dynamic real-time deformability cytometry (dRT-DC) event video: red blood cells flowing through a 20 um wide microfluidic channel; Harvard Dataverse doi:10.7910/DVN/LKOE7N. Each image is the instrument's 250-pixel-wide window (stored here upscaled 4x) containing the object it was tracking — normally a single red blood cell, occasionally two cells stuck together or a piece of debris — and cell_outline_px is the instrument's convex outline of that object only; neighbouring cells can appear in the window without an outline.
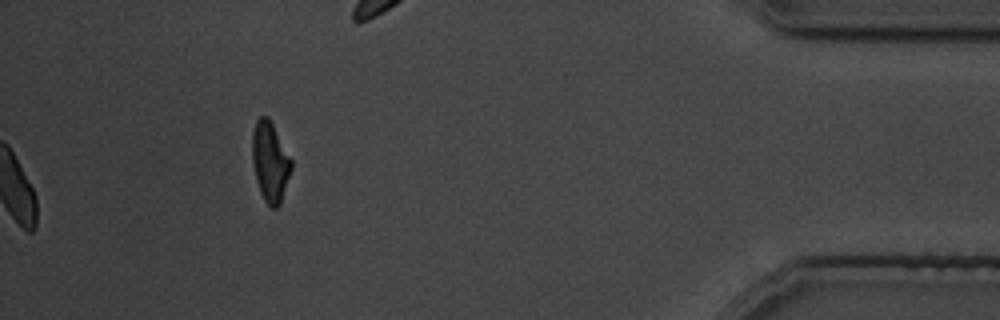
{"species": "common noctule bat (a hibernating species)", "species_latin": "Nyctalus noctula", "temperature_condition": "cold", "stored_images_in_passage": 28, "camera_frame_rate_fps": 3000, "um_per_image_px": 0.085, "animal": {"sex": "male", "body_mass_g": 19.5, "forearm_length_mm": 54.6}, "frame": {"image": 1, "passage_image": 28, "time_ms": 31.333, "image_size_px": [1000, 320], "cell_outline_px": [[292, 168], [280, 204], [276, 208], [272, 208], [264, 200], [260, 192], [256, 180], [252, 160], [252, 132], [256, 120], [260, 116], [268, 116], [292, 160]], "centroid_in_image_um": [22.95, 13.74], "position_along_channel_um": 412.2, "area_um2": 18.15}}